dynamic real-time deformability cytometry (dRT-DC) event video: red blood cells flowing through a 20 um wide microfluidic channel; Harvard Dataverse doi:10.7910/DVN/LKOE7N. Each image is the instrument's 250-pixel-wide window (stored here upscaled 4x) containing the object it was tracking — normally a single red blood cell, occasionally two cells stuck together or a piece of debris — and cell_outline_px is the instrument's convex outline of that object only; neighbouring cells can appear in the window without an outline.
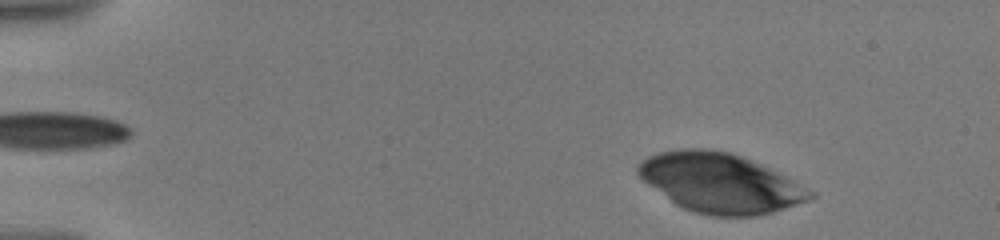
{"species": "human", "species_latin": "Homo sapiens", "temperature_condition": "warm", "stored_images_in_passage": 23, "camera_frame_rate_fps": 3000, "um_per_image_px": 0.085, "donor": {"sex": "male"}, "frame": {"image": 1, "passage_image": 5, "time_ms": 1.0, "image_size_px": [1000, 240], "cell_outline_px": [[816, 196], [808, 200], [772, 212], [756, 216], [712, 216], [696, 212], [684, 208], [676, 204], [648, 184], [636, 172], [636, 168], [648, 156], [660, 152], [680, 148], [708, 148], [728, 152], [752, 160], [816, 192]], "centroid_in_image_um": [61.21, 15.55], "position_along_channel_um": 23.8, "area_um2": 58.84}}